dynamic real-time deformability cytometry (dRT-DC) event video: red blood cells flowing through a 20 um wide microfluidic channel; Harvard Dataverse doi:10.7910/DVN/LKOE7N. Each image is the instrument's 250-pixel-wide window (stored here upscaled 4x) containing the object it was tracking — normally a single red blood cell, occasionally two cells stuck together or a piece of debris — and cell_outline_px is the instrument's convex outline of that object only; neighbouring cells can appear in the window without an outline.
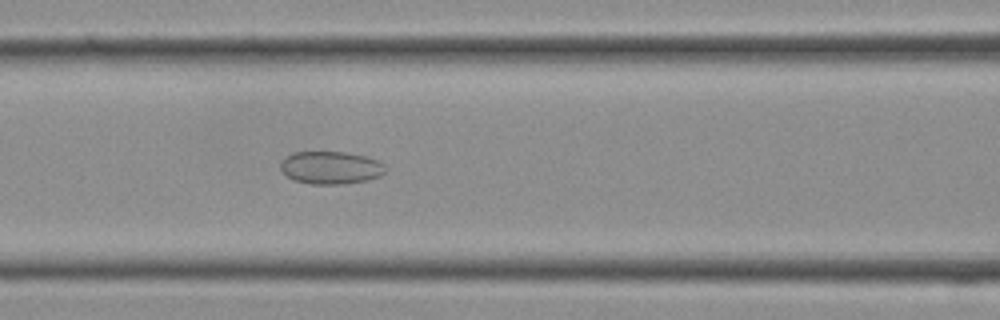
{"species": "Egyptian fruit bat (a non-hibernating species)", "species_latin": "Rousettus aegyptiacus", "temperature_condition": "cold", "stored_images_in_passage": 28, "camera_frame_rate_fps": 3000, "um_per_image_px": 0.085, "frame": {"image": 1, "passage_image": 11, "time_ms": 3.333, "image_size_px": [1000, 320], "cell_outline_px": [[388, 168], [380, 176], [368, 180], [344, 184], [308, 184], [296, 180], [288, 176], [280, 168], [280, 164], [288, 156], [296, 152], [344, 152], [364, 156], [376, 160], [384, 164]], "centroid_in_image_um": [28.16, 14.26], "position_along_channel_um": 138.4, "area_um2": 19.83}}
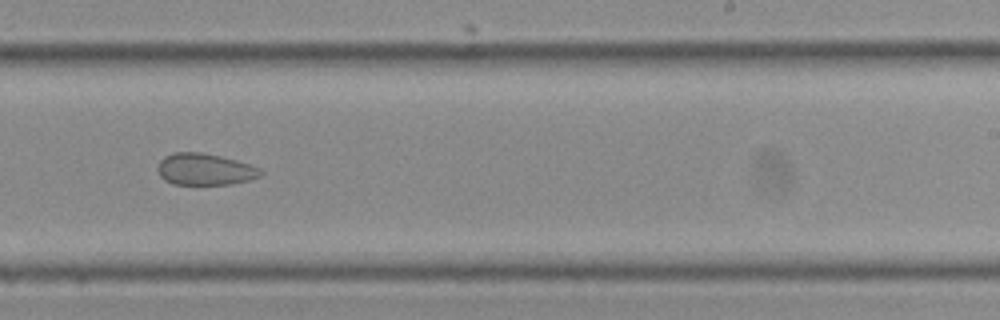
{"frame": {"image": 2, "passage_image": 17, "time_ms": 5.333, "image_size_px": [1000, 320], "cell_outline_px": [[264, 172], [260, 176], [248, 180], [228, 184], [172, 184], [164, 180], [160, 176], [156, 168], [160, 160], [164, 156], [176, 152], [200, 152], [220, 156], [236, 160], [260, 168]], "centroid_in_image_um": [17.38, 14.39], "position_along_channel_um": 271.6, "area_um2": 18.96}}
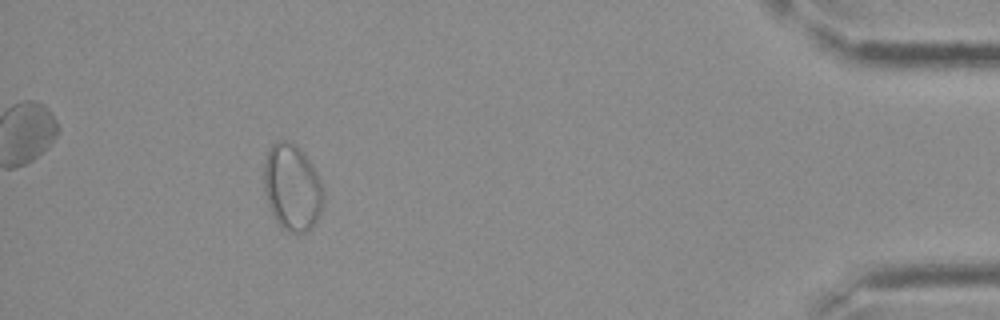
{"frame": {"image": 3, "passage_image": 26, "time_ms": 8.333, "image_size_px": [1000, 320], "cell_outline_px": [[324, 204], [312, 228], [304, 232], [288, 232], [276, 220], [268, 204], [264, 192], [264, 164], [268, 148], [276, 140], [288, 140], [296, 144], [304, 152], [316, 168], [324, 192]], "centroid_in_image_um": [24.85, 15.88], "position_along_channel_um": 410.4, "area_um2": 30.4}}